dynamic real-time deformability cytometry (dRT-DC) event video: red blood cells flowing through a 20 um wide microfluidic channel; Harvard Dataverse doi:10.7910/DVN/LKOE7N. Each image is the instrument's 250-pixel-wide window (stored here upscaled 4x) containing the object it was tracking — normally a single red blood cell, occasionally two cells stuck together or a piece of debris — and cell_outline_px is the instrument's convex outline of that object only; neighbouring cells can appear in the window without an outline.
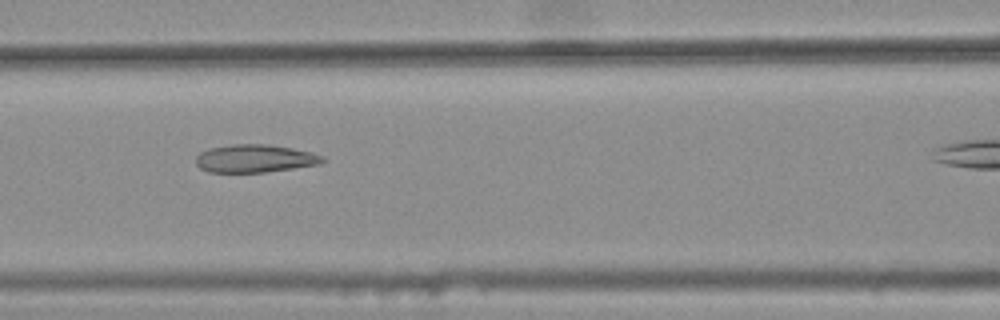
{"species": "common noctule bat (a hibernating species)", "species_latin": "Nyctalus noctula", "temperature_condition": "warm", "stored_images_in_passage": 33, "camera_frame_rate_fps": 3000, "um_per_image_px": 0.085, "animal": {"sex": "female", "body_mass_g": 25.1}, "frame": {"image": 1, "passage_image": 13, "time_ms": 4.0, "image_size_px": [1000, 320], "cell_outline_px": [[328, 160], [320, 164], [264, 172], [208, 172], [200, 168], [196, 164], [196, 156], [200, 152], [208, 148], [232, 144], [268, 144], [292, 148], [312, 152], [324, 156]], "centroid_in_image_um": [21.68, 13.46], "position_along_channel_um": 144.9, "area_um2": 20.75}}
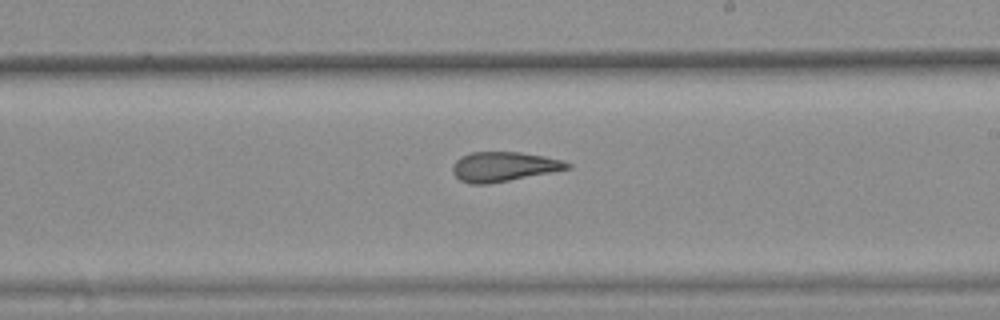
{"frame": {"image": 2, "passage_image": 21, "time_ms": 6.667, "image_size_px": [1000, 320], "cell_outline_px": [[572, 168], [552, 172], [488, 184], [472, 184], [460, 180], [452, 172], [452, 164], [460, 156], [472, 152], [520, 152], [544, 156], [564, 160], [572, 164]], "centroid_in_image_um": [42.82, 14.16], "position_along_channel_um": 246.2, "area_um2": 19.88}}
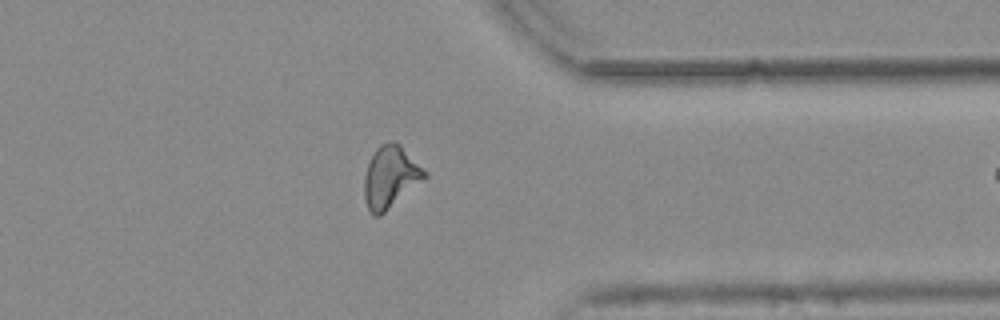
{"frame": {"image": 3, "passage_image": 32, "time_ms": 10.333, "image_size_px": [1000, 320], "cell_outline_px": [[428, 176], [380, 216], [372, 216], [364, 200], [364, 176], [368, 164], [376, 148], [380, 144], [388, 140], [400, 144]], "centroid_in_image_um": [33.14, 15.06], "position_along_channel_um": 378.3, "area_um2": 21.44}}